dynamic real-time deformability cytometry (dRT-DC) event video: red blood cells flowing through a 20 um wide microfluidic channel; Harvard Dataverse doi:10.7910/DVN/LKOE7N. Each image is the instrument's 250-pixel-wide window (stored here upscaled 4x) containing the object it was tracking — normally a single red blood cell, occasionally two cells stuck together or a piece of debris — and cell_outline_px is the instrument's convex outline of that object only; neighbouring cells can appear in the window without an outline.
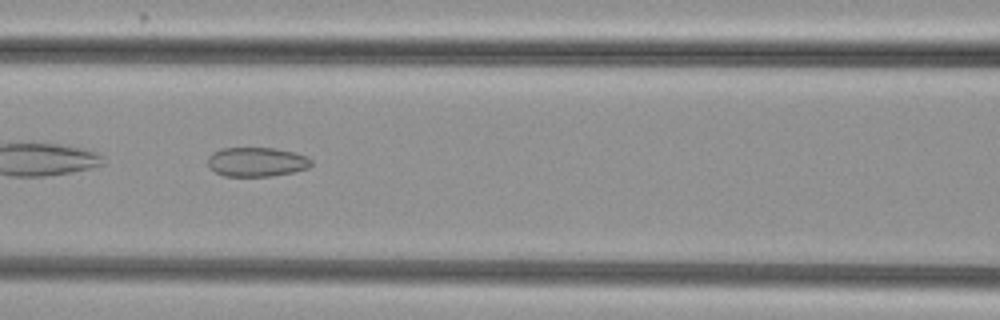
{"species": "common noctule bat (a hibernating species)", "species_latin": "Nyctalus noctula", "temperature_condition": "cold", "stored_images_in_passage": 52, "camera_frame_rate_fps": 3000, "um_per_image_px": 0.085, "animal": {"sex": "female", "body_mass_g": 29.2, "forearm_length_mm": 56.3}, "frame": {"image": 1, "passage_image": 24, "time_ms": 7.667, "image_size_px": [1000, 320], "cell_outline_px": [[312, 164], [308, 168], [292, 172], [272, 176], [224, 176], [208, 168], [208, 156], [212, 152], [220, 148], [276, 148], [296, 152], [308, 156], [312, 160]], "centroid_in_image_um": [21.82, 13.75], "position_along_channel_um": 144.8, "area_um2": 17.92}}
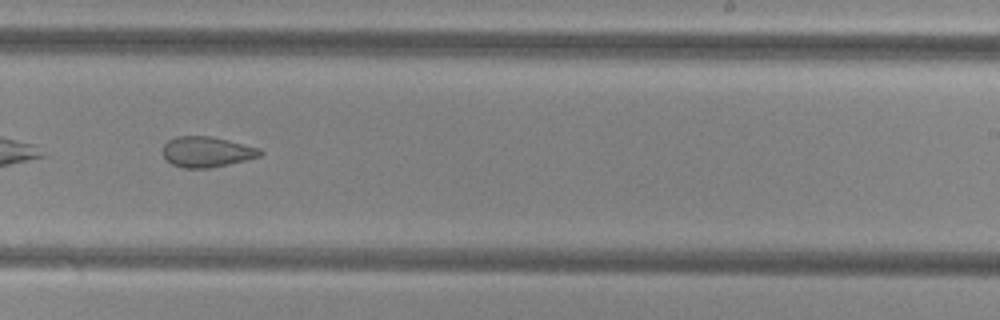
{"frame": {"image": 2, "passage_image": 34, "time_ms": 11.0, "image_size_px": [1000, 320], "cell_outline_px": [[264, 152], [260, 156], [244, 160], [208, 168], [184, 168], [172, 164], [164, 156], [164, 144], [168, 140], [176, 136], [212, 136], [260, 148]], "centroid_in_image_um": [17.58, 12.89], "position_along_channel_um": 271.4, "area_um2": 17.11}}
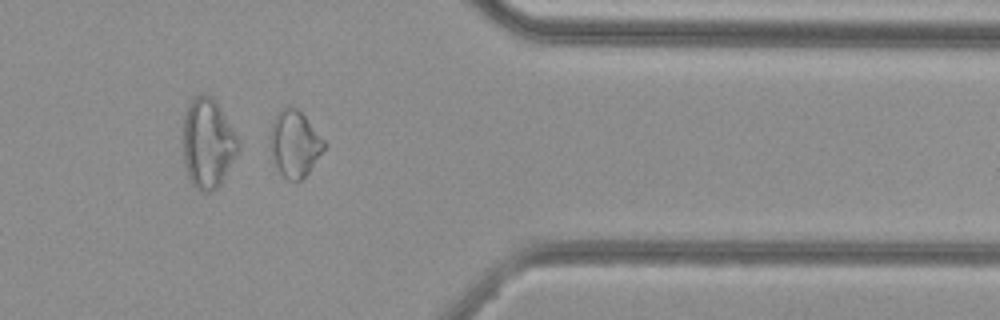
{"frame": {"image": 3, "passage_image": 44, "time_ms": 14.333, "image_size_px": [1000, 320], "cell_outline_px": [[328, 144], [308, 172], [296, 184], [288, 180], [276, 168], [268, 144], [268, 140], [272, 124], [276, 112], [280, 108], [296, 108], [304, 116]], "centroid_in_image_um": [25.02, 12.24], "position_along_channel_um": 386.4, "area_um2": 20.98}, "authors_computed_cell_mechanics": {"area_um2": 21.1548, "velocity_mm_per_s": 3.8138, "shape_relaxation_time_tau1_ms": null, "shape_relaxation_time_tau2_ms": 2.8113, "deformation_change_tau1": null, "deformation_change_tau2": 0.0799}}